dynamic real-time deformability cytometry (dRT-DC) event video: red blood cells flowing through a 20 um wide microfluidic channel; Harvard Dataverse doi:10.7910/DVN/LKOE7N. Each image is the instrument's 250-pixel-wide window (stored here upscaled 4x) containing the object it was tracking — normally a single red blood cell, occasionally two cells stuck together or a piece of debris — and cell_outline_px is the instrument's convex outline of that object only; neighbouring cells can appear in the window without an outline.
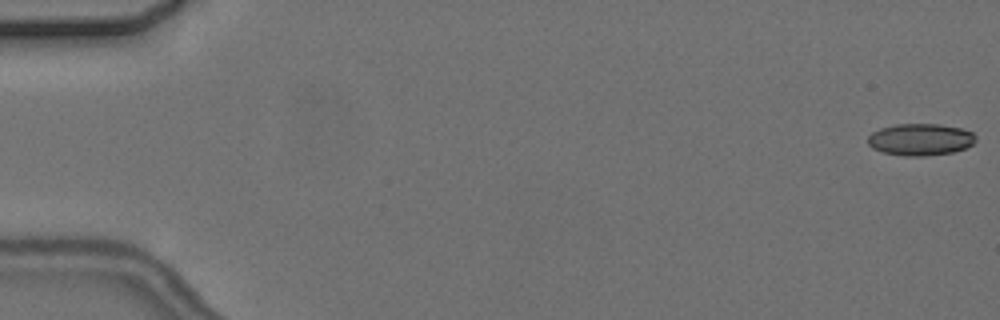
{"species": "common noctule bat (a hibernating species)", "species_latin": "Nyctalus noctula", "temperature_condition": "cold", "stored_images_in_passage": 6, "camera_frame_rate_fps": 3000, "um_per_image_px": 0.085, "animal": {"sex": "female", "body_mass_g": 24.6, "forearm_length_mm": 56.2}, "frame": {"image": 1, "passage_image": 1, "time_ms": 0.0, "image_size_px": [1000, 320], "cell_outline_px": [[976, 140], [972, 144], [964, 148], [952, 152], [924, 156], [904, 156], [884, 152], [872, 148], [868, 144], [868, 136], [872, 132], [880, 128], [896, 124], [940, 124], [960, 128], [972, 132], [976, 136]], "centroid_in_image_um": [78.22, 11.85], "position_along_channel_um": 6.8, "area_um2": 20.0}}